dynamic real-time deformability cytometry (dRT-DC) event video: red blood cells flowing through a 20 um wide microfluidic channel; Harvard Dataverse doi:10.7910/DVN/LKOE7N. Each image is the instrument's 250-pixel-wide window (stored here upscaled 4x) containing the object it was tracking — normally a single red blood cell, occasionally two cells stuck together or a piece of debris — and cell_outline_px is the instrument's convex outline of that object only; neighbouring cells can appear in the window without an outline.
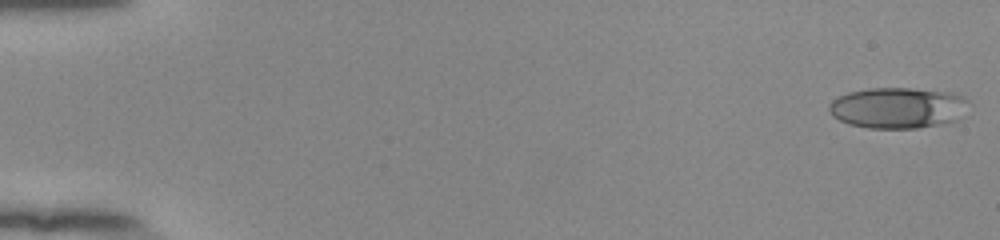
{"species": "human", "species_latin": "Homo sapiens", "temperature_condition": "room temperature", "stored_images_in_passage": 53, "camera_frame_rate_fps": 3000, "um_per_image_px": 0.085, "donor": {"sex": "female"}, "frame": {"image": 1, "passage_image": 1, "time_ms": 0.0, "image_size_px": [1000, 240], "cell_outline_px": [[972, 104], [964, 116], [956, 120], [920, 128], [868, 128], [848, 124], [832, 116], [828, 108], [828, 104], [836, 96], [848, 92], [868, 88], [912, 88], [952, 92], [964, 96]], "centroid_in_image_um": [76.35, 9.15], "position_along_channel_um": 8.6, "area_um2": 33.99}}
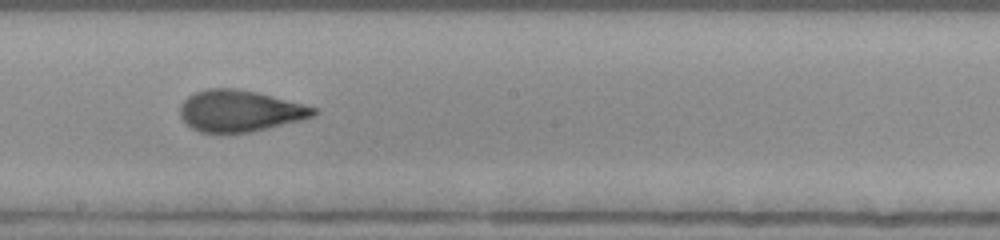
{"frame": {"image": 2, "passage_image": 31, "time_ms": 10.0, "image_size_px": [1000, 240], "cell_outline_px": [[320, 112], [312, 116], [300, 120], [248, 132], [200, 132], [192, 128], [180, 116], [180, 104], [188, 96], [196, 92], [208, 88], [236, 88], [256, 92], [316, 108]], "centroid_in_image_um": [20.34, 9.41], "position_along_channel_um": 227.9, "area_um2": 31.67}}
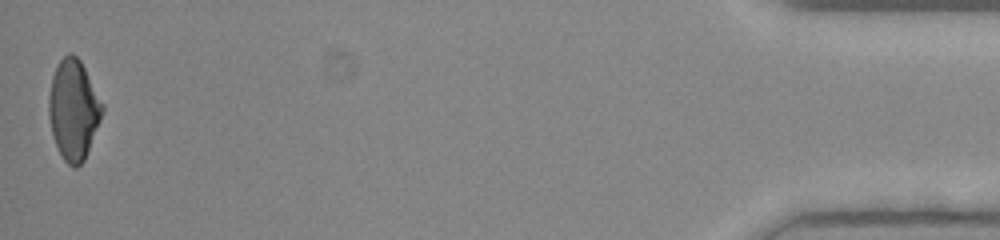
{"frame": {"image": 3, "passage_image": 53, "time_ms": 17.333, "image_size_px": [1000, 240], "cell_outline_px": [[104, 108], [100, 120], [84, 160], [76, 168], [68, 164], [64, 160], [56, 144], [52, 132], [48, 112], [48, 96], [52, 76], [60, 60], [68, 52], [72, 52], [80, 60], [104, 104]], "centroid_in_image_um": [6.24, 9.3], "position_along_channel_um": 429.0, "area_um2": 30.92}, "authors_computed_cell_mechanics": {"area_um2": 31.6744, "velocity_mm_per_s": 3.9207, "shape_relaxation_time_tau1_ms": 8.5451, "shape_relaxation_time_tau2_ms": 1.0902, "deformation_change_tau1": 0.2133, "deformation_change_tau2": 0.0842}}